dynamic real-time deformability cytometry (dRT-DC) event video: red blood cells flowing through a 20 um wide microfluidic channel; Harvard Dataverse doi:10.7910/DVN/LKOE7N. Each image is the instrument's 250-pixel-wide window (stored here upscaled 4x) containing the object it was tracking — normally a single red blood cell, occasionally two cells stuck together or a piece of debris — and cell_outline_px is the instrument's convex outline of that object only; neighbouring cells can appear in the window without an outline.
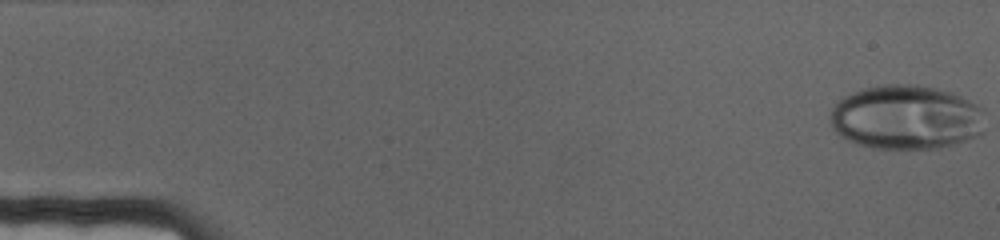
{"species": "human", "species_latin": "Homo sapiens", "temperature_condition": "cold", "stored_images_in_passage": 70, "camera_frame_rate_fps": 3000, "um_per_image_px": 0.085, "donor": {"sex": "female"}, "frame": {"image": 1, "passage_image": 1, "time_ms": 0.0, "image_size_px": [1000, 240], "cell_outline_px": [[984, 132], [980, 136], [952, 144], [936, 148], [872, 148], [856, 144], [844, 140], [832, 128], [832, 108], [844, 96], [864, 88], [884, 84], [920, 84], [952, 92], [984, 108]], "centroid_in_image_um": [77.05, 9.97], "position_along_channel_um": 7.9, "area_um2": 58.44}}
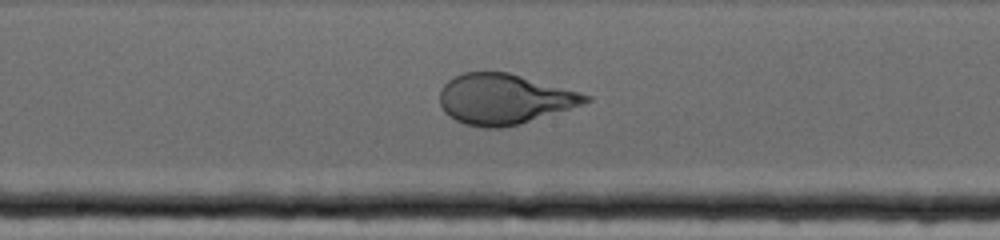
{"frame": {"image": 2, "passage_image": 37, "time_ms": 12.0, "image_size_px": [1000, 240], "cell_outline_px": [[592, 100], [520, 124], [500, 128], [484, 128], [464, 124], [456, 120], [444, 112], [440, 104], [440, 88], [448, 80], [464, 72], [508, 72], [580, 92], [592, 96]], "centroid_in_image_um": [42.81, 8.42], "position_along_channel_um": 205.4, "area_um2": 42.37}}
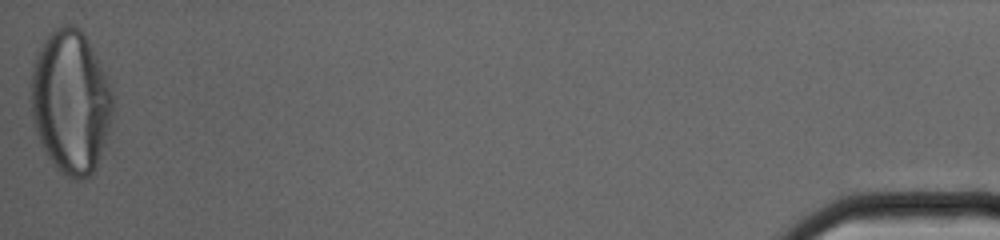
{"frame": {"image": 3, "passage_image": 70, "time_ms": 23.0, "image_size_px": [1000, 240], "cell_outline_px": [[116, 108], [92, 176], [80, 180], [68, 176], [60, 172], [56, 168], [40, 144], [36, 132], [32, 116], [32, 68], [36, 56], [44, 40], [60, 24], [72, 24], [80, 28], [84, 32], [108, 80], [112, 92]], "centroid_in_image_um": [6.03, 8.65], "position_along_channel_um": 429.2, "area_um2": 68.26}}